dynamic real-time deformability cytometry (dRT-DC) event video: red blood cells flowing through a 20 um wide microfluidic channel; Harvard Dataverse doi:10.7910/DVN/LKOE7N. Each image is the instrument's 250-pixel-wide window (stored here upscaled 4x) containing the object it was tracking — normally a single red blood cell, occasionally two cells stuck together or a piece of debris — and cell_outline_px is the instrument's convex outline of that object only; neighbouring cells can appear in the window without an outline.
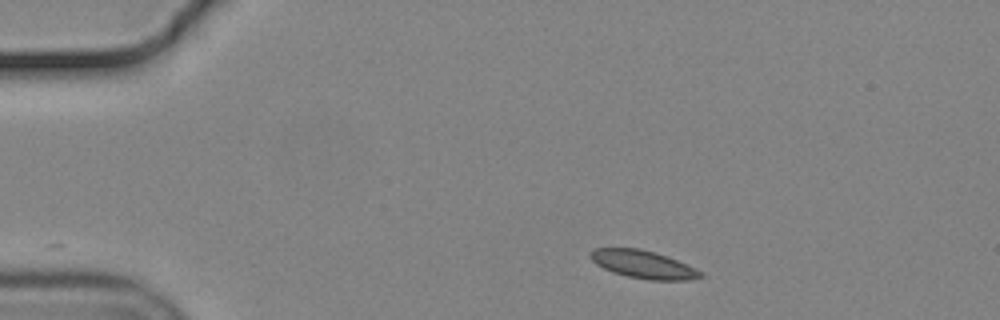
{"species": "common noctule bat (a hibernating species)", "species_latin": "Nyctalus noctula", "temperature_condition": "cold", "stored_images_in_passage": 23, "camera_frame_rate_fps": 3000, "um_per_image_px": 0.085, "animal": {"sex": "male", "body_mass_g": 19.2, "forearm_length_mm": 51.8}, "frame": {"image": 1, "passage_image": 1, "time_ms": 0.0, "image_size_px": [1000, 320], "cell_outline_px": [[704, 276], [688, 280], [648, 280], [628, 276], [612, 272], [596, 264], [588, 256], [588, 252], [592, 248], [640, 248], [656, 252], [668, 256], [696, 268], [704, 272]], "centroid_in_image_um": [54.67, 22.46], "position_along_channel_um": 30.3, "area_um2": 18.15}}
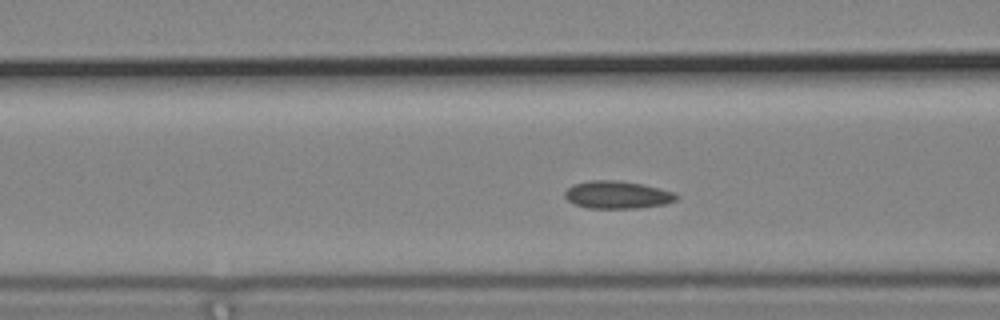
{"frame": {"image": 2, "passage_image": 13, "time_ms": 4.0, "image_size_px": [1000, 320], "cell_outline_px": [[680, 196], [676, 200], [664, 204], [636, 208], [588, 208], [576, 204], [568, 200], [564, 196], [564, 192], [572, 184], [588, 180], [620, 180], [644, 184], [676, 192]], "centroid_in_image_um": [52.49, 16.54], "position_along_channel_um": 114.1, "area_um2": 18.15}}
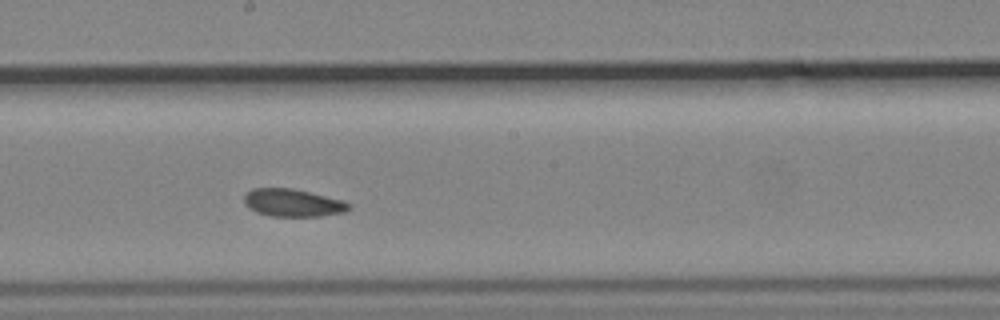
{"frame": {"image": 3, "passage_image": 22, "time_ms": 7.0, "image_size_px": [1000, 320], "cell_outline_px": [[352, 208], [344, 212], [320, 216], [272, 216], [256, 212], [248, 208], [244, 204], [244, 196], [252, 188], [292, 188], [340, 200], [352, 204]], "centroid_in_image_um": [24.86, 17.24], "position_along_channel_um": 223.3, "area_um2": 16.76}}